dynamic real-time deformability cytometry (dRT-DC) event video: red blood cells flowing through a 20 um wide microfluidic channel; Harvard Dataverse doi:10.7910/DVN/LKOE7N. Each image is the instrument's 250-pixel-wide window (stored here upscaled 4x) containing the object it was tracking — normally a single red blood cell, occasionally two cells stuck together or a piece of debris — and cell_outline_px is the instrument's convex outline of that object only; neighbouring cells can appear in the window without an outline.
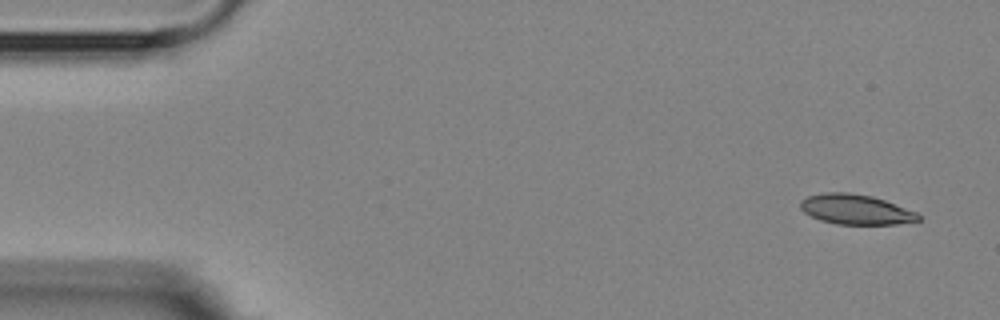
{"species": "Egyptian fruit bat (a non-hibernating species)", "species_latin": "Rousettus aegyptiacus", "temperature_condition": "room temperature", "stored_images_in_passage": 8, "camera_frame_rate_fps": 3000, "um_per_image_px": 0.085, "animal": {"sex": "female"}, "frame": {"image": 1, "passage_image": 1, "time_ms": 0.0, "image_size_px": [1000, 320], "cell_outline_px": [[920, 220], [896, 224], [836, 224], [820, 220], [804, 212], [800, 208], [800, 200], [808, 196], [824, 192], [848, 192], [872, 196], [884, 200], [916, 212], [920, 216]], "centroid_in_image_um": [72.7, 17.79], "position_along_channel_um": 12.3, "area_um2": 20.52}}
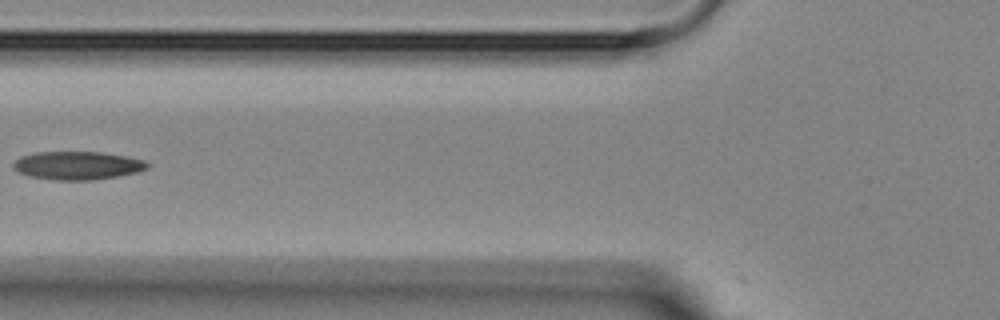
{"frame": {"image": 2, "passage_image": 6, "time_ms": 6.0, "image_size_px": [1000, 320], "cell_outline_px": [[152, 164], [148, 168], [136, 172], [116, 176], [92, 180], [52, 180], [28, 176], [16, 172], [12, 168], [12, 164], [20, 156], [36, 152], [104, 152], [144, 160]], "centroid_in_image_um": [6.54, 14.07], "position_along_channel_um": 119.3, "area_um2": 22.25}}
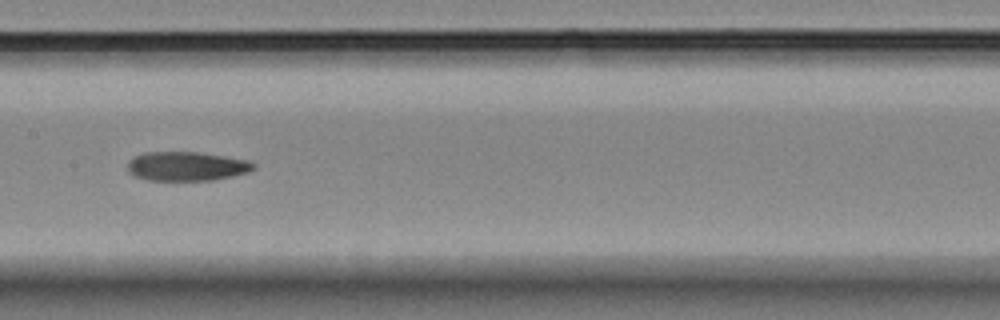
{"frame": {"image": 3, "passage_image": 8, "time_ms": 8.0, "image_size_px": [1000, 320], "cell_outline_px": [[256, 168], [248, 172], [232, 176], [212, 180], [148, 180], [132, 176], [128, 168], [128, 164], [136, 156], [144, 152], [200, 152], [248, 160], [256, 164]], "centroid_in_image_um": [15.89, 14.13], "position_along_channel_um": 191.5, "area_um2": 21.33}}